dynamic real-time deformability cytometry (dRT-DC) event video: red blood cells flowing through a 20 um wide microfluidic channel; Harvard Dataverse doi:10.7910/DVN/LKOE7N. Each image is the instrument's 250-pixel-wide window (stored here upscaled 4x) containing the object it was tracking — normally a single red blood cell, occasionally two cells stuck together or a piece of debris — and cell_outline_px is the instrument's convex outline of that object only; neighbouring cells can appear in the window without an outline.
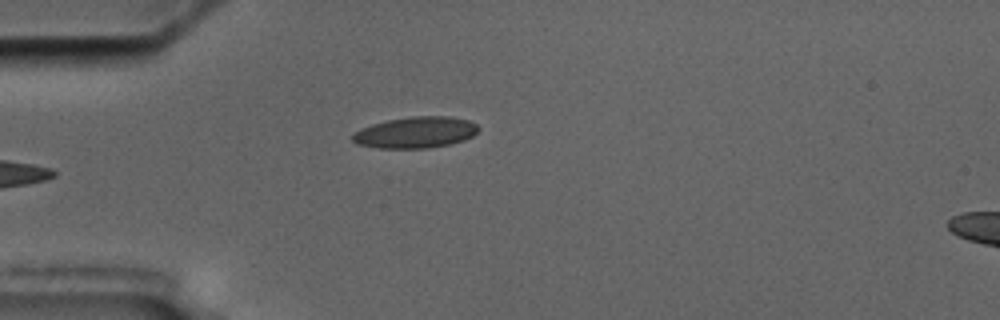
{"species": "common noctule bat (a hibernating species)", "species_latin": "Nyctalus noctula", "temperature_condition": "cold", "stored_images_in_passage": 5, "camera_frame_rate_fps": 3000, "um_per_image_px": 0.085, "animal": {"sex": "male", "body_mass_g": 17.5, "forearm_length_mm": 52.3}, "frame": {"image": 1, "passage_image": 5, "time_ms": 4.667, "image_size_px": [1000, 320], "cell_outline_px": [[480, 128], [472, 136], [464, 140], [448, 144], [428, 148], [376, 148], [356, 144], [352, 140], [352, 136], [360, 128], [372, 124], [388, 120], [412, 116], [452, 116], [468, 120], [476, 124]], "centroid_in_image_um": [35.32, 11.25], "position_along_channel_um": 49.7, "area_um2": 22.95}}